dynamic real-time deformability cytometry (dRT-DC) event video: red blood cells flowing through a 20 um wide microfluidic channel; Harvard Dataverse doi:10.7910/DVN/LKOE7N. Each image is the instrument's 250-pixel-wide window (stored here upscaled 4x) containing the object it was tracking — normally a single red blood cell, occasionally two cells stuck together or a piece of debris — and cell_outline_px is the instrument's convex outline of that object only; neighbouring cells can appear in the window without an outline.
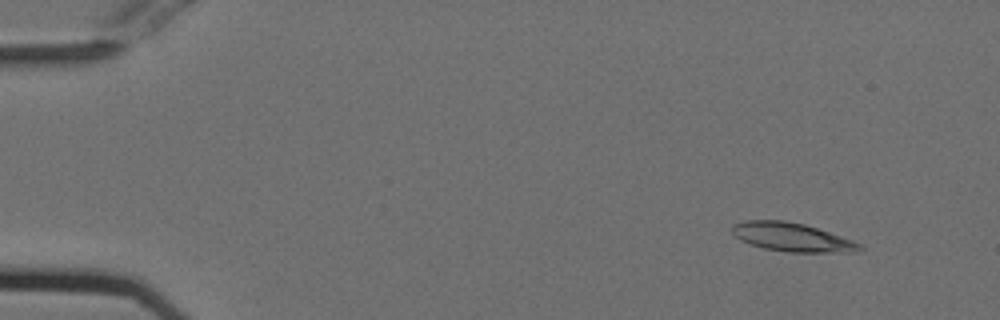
{"species": "Egyptian fruit bat (a non-hibernating species)", "species_latin": "Rousettus aegyptiacus", "temperature_condition": "cold", "stored_images_in_passage": 50, "camera_frame_rate_fps": 3000, "um_per_image_px": 0.085, "animal": {"sex": "female"}, "frame": {"image": 1, "passage_image": 1, "time_ms": 0.0, "image_size_px": [1000, 320], "cell_outline_px": [[864, 248], [852, 252], [788, 252], [764, 248], [740, 240], [732, 232], [732, 224], [744, 220], [784, 220], [804, 224], [864, 244]], "centroid_in_image_um": [67.31, 20.15], "position_along_channel_um": 17.7, "area_um2": 21.15}}
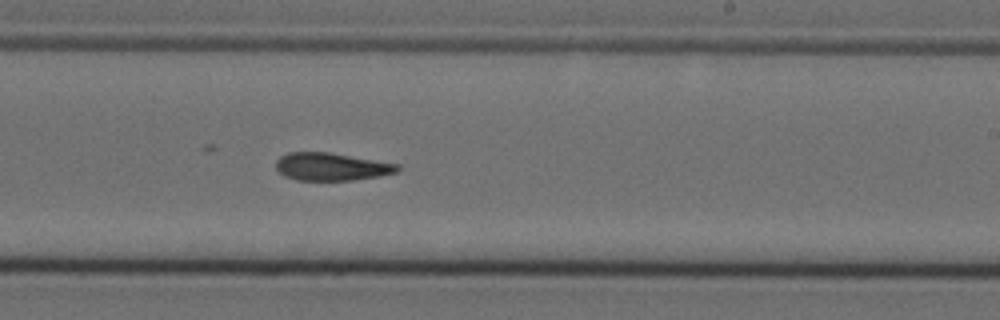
{"frame": {"image": 2, "passage_image": 29, "time_ms": 9.333, "image_size_px": [1000, 320], "cell_outline_px": [[400, 172], [380, 176], [352, 180], [296, 180], [284, 176], [276, 168], [276, 160], [280, 156], [288, 152], [328, 152], [400, 164]], "centroid_in_image_um": [28.19, 14.17], "position_along_channel_um": 260.8, "area_um2": 19.77}}
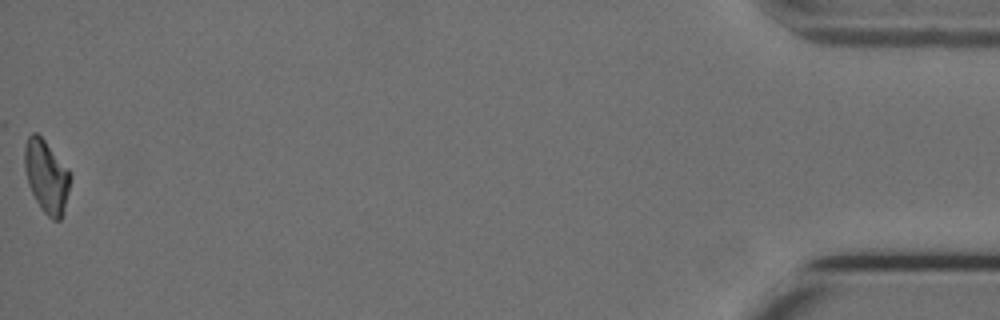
{"frame": {"image": 3, "passage_image": 50, "time_ms": 16.333, "image_size_px": [1000, 320], "cell_outline_px": [[72, 176], [68, 192], [60, 220], [52, 220], [40, 208], [28, 184], [24, 168], [24, 148], [28, 136], [32, 132], [36, 132], [44, 140], [68, 168]], "centroid_in_image_um": [3.94, 14.97], "position_along_channel_um": 431.3, "area_um2": 19.25}, "authors_computed_cell_mechanics": {"area_um2": 20.3745, "velocity_mm_per_s": 3.751, "shape_relaxation_time_tau1_ms": null, "shape_relaxation_time_tau2_ms": 3.8836, "deformation_change_tau1": null, "deformation_change_tau2": 0.125}}